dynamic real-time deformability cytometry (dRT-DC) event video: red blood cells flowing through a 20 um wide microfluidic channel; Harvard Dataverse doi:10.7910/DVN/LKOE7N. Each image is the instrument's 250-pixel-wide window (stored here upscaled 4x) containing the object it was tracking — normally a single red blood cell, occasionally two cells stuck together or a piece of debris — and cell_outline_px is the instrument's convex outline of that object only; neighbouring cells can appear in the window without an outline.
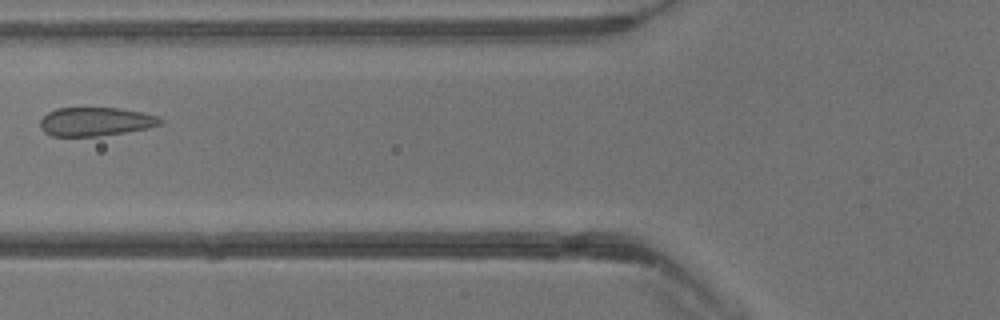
{"species": "common noctule bat (a hibernating species)", "species_latin": "Nyctalus noctula", "temperature_condition": "warm", "stored_images_in_passage": 38, "camera_frame_rate_fps": 3000, "um_per_image_px": 0.085, "animal": {"sex": "male", "body_mass_g": 13.3}, "frame": {"image": 1, "passage_image": 14, "time_ms": 4.333, "image_size_px": [1000, 320], "cell_outline_px": [[164, 120], [160, 124], [148, 128], [100, 136], [52, 136], [44, 132], [40, 128], [40, 120], [48, 112], [56, 108], [120, 108], [140, 112], [156, 116]], "centroid_in_image_um": [8.09, 10.34], "position_along_channel_um": 117.7, "area_um2": 20.0}}
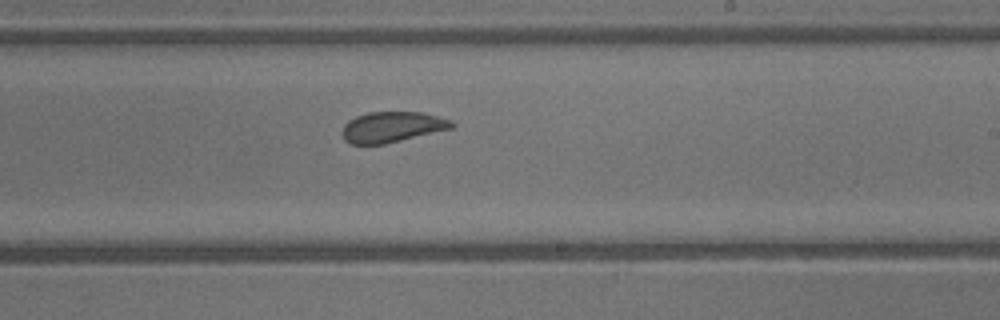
{"frame": {"image": 2, "passage_image": 22, "time_ms": 7.0, "image_size_px": [1000, 320], "cell_outline_px": [[456, 124], [452, 128], [384, 144], [352, 144], [344, 140], [344, 124], [348, 120], [356, 116], [368, 112], [420, 112], [452, 120]], "centroid_in_image_um": [33.33, 10.78], "position_along_channel_um": 255.7, "area_um2": 19.31}}
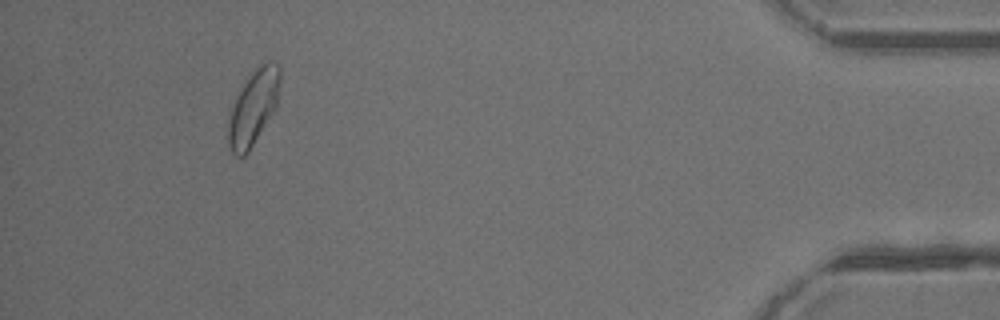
{"frame": {"image": 3, "passage_image": 35, "time_ms": 11.333, "image_size_px": [1000, 320], "cell_outline_px": [[280, 80], [276, 104], [272, 112], [248, 152], [244, 156], [236, 156], [232, 152], [228, 144], [228, 112], [240, 88], [252, 68], [268, 60], [272, 60], [280, 68]], "centroid_in_image_um": [21.49, 9.07], "position_along_channel_um": 413.7, "area_um2": 22.6}}